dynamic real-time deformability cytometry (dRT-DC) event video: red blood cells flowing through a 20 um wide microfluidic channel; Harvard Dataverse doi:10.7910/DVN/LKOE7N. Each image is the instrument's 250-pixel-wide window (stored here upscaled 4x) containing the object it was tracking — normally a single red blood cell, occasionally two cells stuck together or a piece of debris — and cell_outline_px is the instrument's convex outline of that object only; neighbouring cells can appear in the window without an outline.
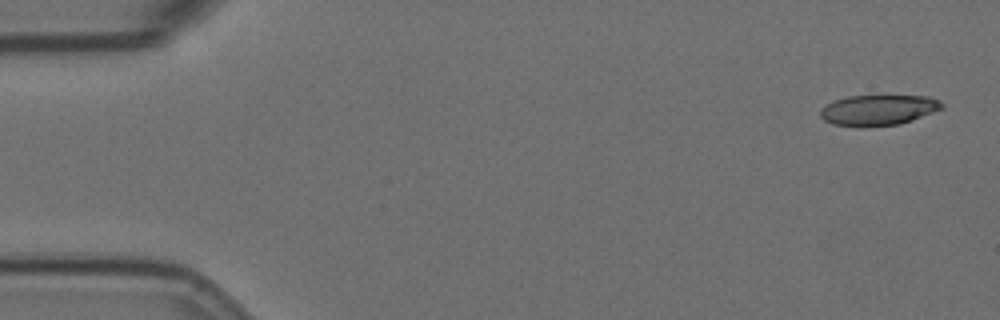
{"species": "Egyptian fruit bat (a non-hibernating species)", "species_latin": "Rousettus aegyptiacus", "temperature_condition": "room temperature", "stored_images_in_passage": 4, "camera_frame_rate_fps": 3000, "um_per_image_px": 0.085, "animal": {"sex": "female"}, "frame": {"image": 1, "passage_image": 1, "time_ms": 0.0, "image_size_px": [1000, 320], "cell_outline_px": [[944, 108], [912, 120], [900, 124], [832, 124], [824, 120], [820, 116], [820, 112], [832, 100], [848, 96], [928, 96], [940, 100], [944, 104]], "centroid_in_image_um": [74.72, 9.31], "position_along_channel_um": 10.3, "area_um2": 20.87}}
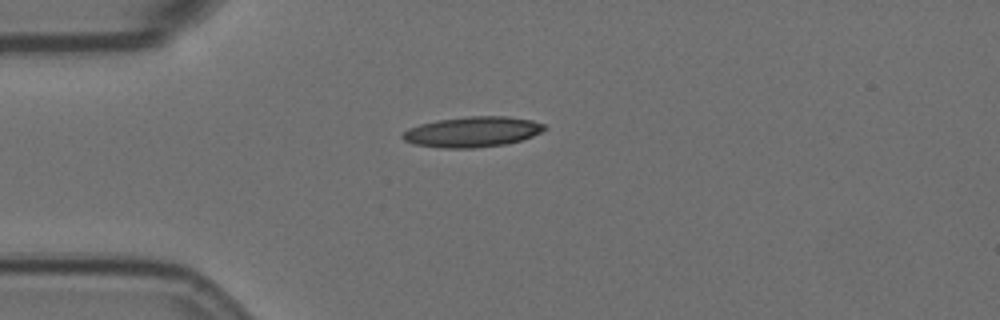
{"frame": {"image": 2, "passage_image": 4, "time_ms": 4.0, "image_size_px": [1000, 320], "cell_outline_px": [[548, 128], [532, 136], [520, 140], [504, 144], [476, 148], [444, 148], [412, 144], [404, 140], [400, 136], [408, 128], [420, 124], [436, 120], [468, 116], [508, 116], [532, 120], [544, 124]], "centroid_in_image_um": [40.14, 11.2], "position_along_channel_um": 44.9, "area_um2": 25.2}}